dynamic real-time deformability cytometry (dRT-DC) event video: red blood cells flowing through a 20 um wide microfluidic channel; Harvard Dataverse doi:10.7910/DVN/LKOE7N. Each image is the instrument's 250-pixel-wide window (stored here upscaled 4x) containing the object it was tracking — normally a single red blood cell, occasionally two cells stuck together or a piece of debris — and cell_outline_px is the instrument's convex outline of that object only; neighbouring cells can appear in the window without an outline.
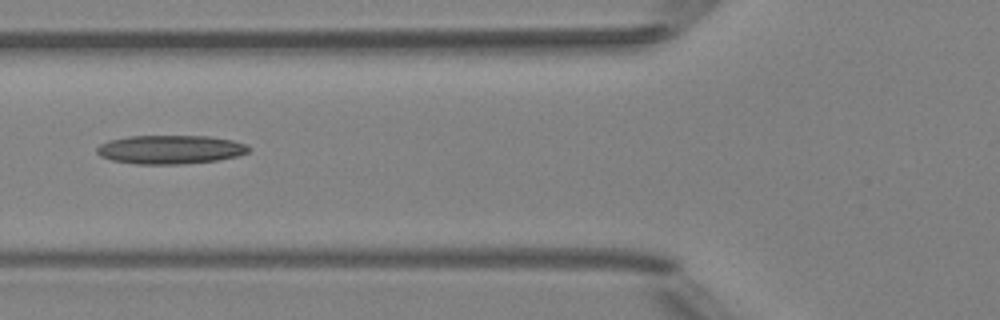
{"species": "Egyptian fruit bat (a non-hibernating species)", "species_latin": "Rousettus aegyptiacus", "temperature_condition": "room temperature", "stored_images_in_passage": 2, "camera_frame_rate_fps": 3000, "um_per_image_px": 0.085, "animal": {"sex": "female"}, "frame": {"image": 1, "passage_image": 2, "time_ms": 1.0, "image_size_px": [1000, 320], "cell_outline_px": [[252, 148], [248, 152], [236, 156], [216, 160], [180, 164], [136, 164], [112, 160], [100, 156], [96, 152], [96, 148], [100, 144], [108, 140], [128, 136], [208, 136], [232, 140], [248, 144]], "centroid_in_image_um": [14.47, 12.7], "position_along_channel_um": 111.3, "area_um2": 25.49}}